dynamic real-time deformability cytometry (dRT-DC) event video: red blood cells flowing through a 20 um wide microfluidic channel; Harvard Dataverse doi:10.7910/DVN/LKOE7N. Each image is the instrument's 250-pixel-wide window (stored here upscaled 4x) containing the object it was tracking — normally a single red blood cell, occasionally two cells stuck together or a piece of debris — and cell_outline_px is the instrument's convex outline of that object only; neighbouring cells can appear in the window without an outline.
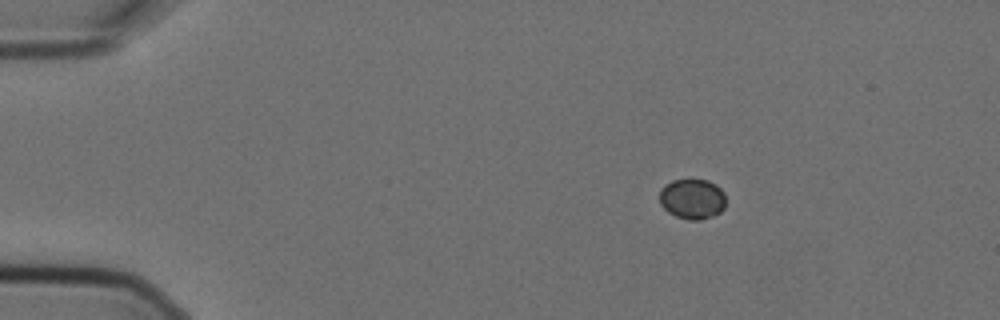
{"species": "Egyptian fruit bat (a non-hibernating species)", "species_latin": "Rousettus aegyptiacus", "temperature_condition": "cold", "stored_images_in_passage": 3, "camera_frame_rate_fps": 3000, "um_per_image_px": 0.085, "animal": {"sex": "female"}, "frame": {"image": 1, "passage_image": 1, "time_ms": 0.0, "image_size_px": [1000, 320], "cell_outline_px": [[724, 208], [720, 212], [712, 216], [700, 220], [688, 220], [676, 216], [668, 212], [660, 204], [660, 188], [664, 184], [672, 180], [708, 180], [716, 184], [724, 192]], "centroid_in_image_um": [58.83, 16.9], "position_along_channel_um": 26.2, "area_um2": 15.61}}